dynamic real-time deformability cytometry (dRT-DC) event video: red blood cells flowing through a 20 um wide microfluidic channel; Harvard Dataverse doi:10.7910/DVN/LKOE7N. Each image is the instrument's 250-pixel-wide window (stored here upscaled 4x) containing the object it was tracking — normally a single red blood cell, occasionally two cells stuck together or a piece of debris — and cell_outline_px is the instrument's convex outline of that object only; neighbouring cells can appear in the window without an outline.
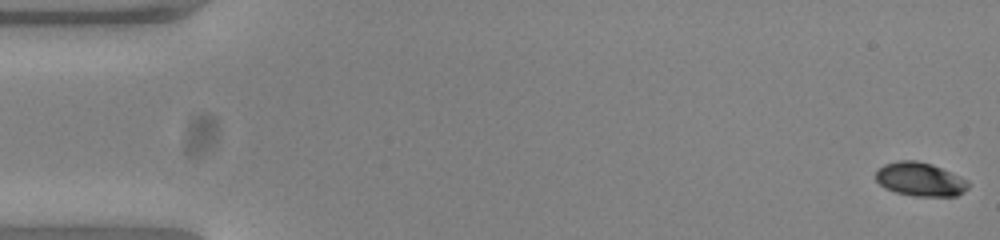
{"species": "common noctule bat (a hibernating species)", "species_latin": "Nyctalus noctula", "temperature_condition": "warm", "stored_images_in_passage": 54, "camera_frame_rate_fps": 3000, "um_per_image_px": 0.085, "animal": {"sex": "female", "body_mass_g": 23.0, "forearm_length_mm": 53.4}, "frame": {"image": 1, "passage_image": 1, "time_ms": 0.0, "image_size_px": [1000, 240], "cell_outline_px": [[968, 188], [964, 192], [956, 196], [916, 196], [896, 192], [884, 188], [876, 180], [876, 172], [884, 164], [900, 160], [916, 160], [932, 164], [968, 180]], "centroid_in_image_um": [78.21, 15.24], "position_along_channel_um": 6.8, "area_um2": 18.09}}
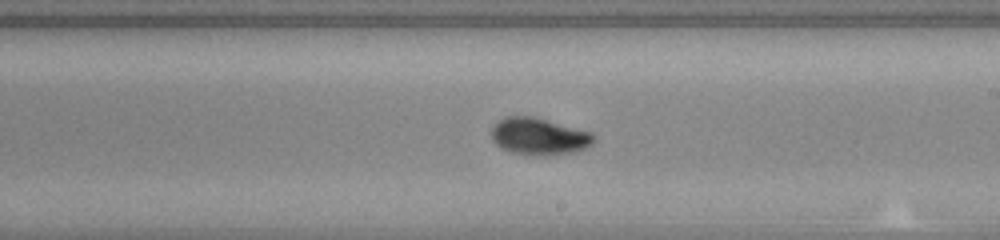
{"frame": {"image": 2, "passage_image": 31, "time_ms": 10.0, "image_size_px": [1000, 240], "cell_outline_px": [[596, 140], [592, 144], [576, 152], [552, 156], [536, 156], [512, 152], [500, 148], [492, 140], [492, 128], [504, 116], [532, 116], [592, 132], [596, 136]], "centroid_in_image_um": [45.85, 11.61], "position_along_channel_um": 243.2, "area_um2": 22.31}}
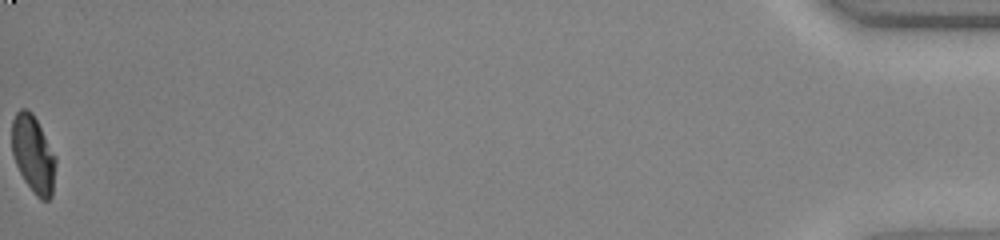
{"frame": {"image": 3, "passage_image": 54, "time_ms": 17.667, "image_size_px": [1000, 240], "cell_outline_px": [[56, 164], [52, 196], [48, 200], [40, 200], [36, 196], [24, 180], [16, 164], [12, 152], [12, 120], [16, 112], [20, 108], [24, 108], [32, 112], [56, 156]], "centroid_in_image_um": [2.83, 13.11], "position_along_channel_um": 432.4, "area_um2": 19.77}, "authors_computed_cell_mechanics": {"area_um2": 20.1433, "velocity_mm_per_s": 3.8493, "shape_relaxation_time_tau1_ms": 3.9288, "shape_relaxation_time_tau2_ms": 1.5889, "deformation_change_tau1": 0.1616, "deformation_change_tau2": 0.0473}}